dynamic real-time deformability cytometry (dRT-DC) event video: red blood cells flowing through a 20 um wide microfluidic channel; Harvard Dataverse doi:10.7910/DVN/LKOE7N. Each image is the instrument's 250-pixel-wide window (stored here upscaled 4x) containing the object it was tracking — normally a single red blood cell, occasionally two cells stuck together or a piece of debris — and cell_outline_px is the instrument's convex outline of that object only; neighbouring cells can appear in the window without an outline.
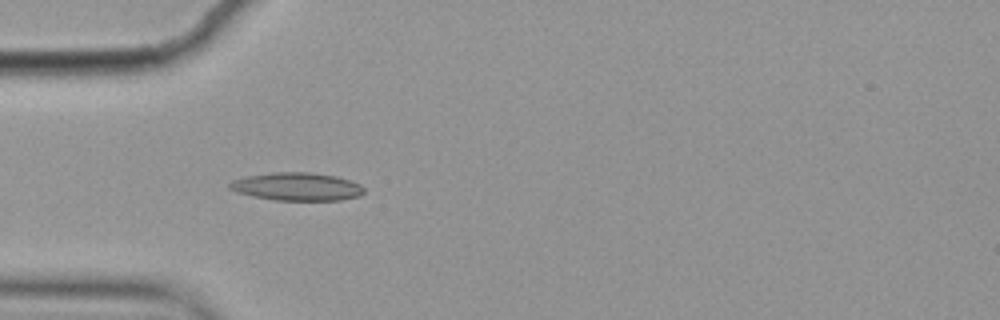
{"species": "common noctule bat (a hibernating species)", "species_latin": "Nyctalus noctula", "temperature_condition": "cold", "stored_images_in_passage": 4, "camera_frame_rate_fps": 3000, "um_per_image_px": 0.085, "animal": {"sex": "female", "body_mass_g": 19.9}, "frame": {"image": 1, "passage_image": 2, "time_ms": 0.333, "image_size_px": [1000, 320], "cell_outline_px": [[364, 192], [360, 196], [340, 200], [276, 200], [252, 196], [236, 192], [228, 188], [228, 184], [232, 180], [248, 176], [272, 172], [308, 172], [336, 176], [360, 184], [364, 188]], "centroid_in_image_um": [25.22, 15.86], "position_along_channel_um": 59.8, "area_um2": 21.91}}
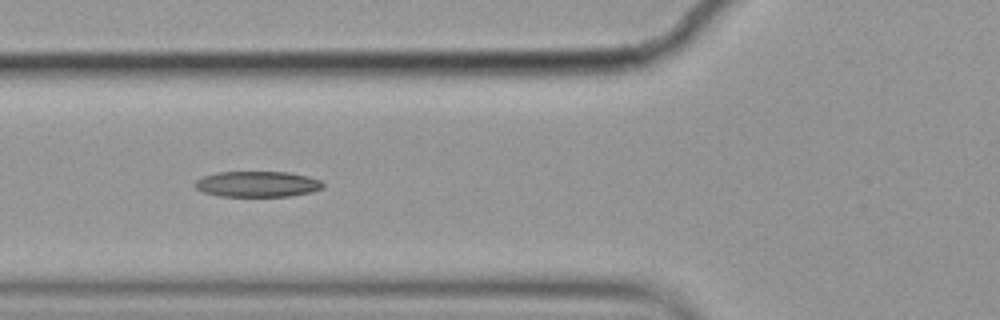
{"frame": {"image": 2, "passage_image": 3, "time_ms": 0.667, "image_size_px": [1000, 320], "cell_outline_px": [[324, 188], [312, 192], [292, 196], [220, 196], [204, 192], [196, 188], [192, 184], [200, 176], [216, 172], [288, 172], [308, 176], [320, 180], [324, 184]], "centroid_in_image_um": [21.87, 15.64], "position_along_channel_um": 103.9, "area_um2": 19.42}}
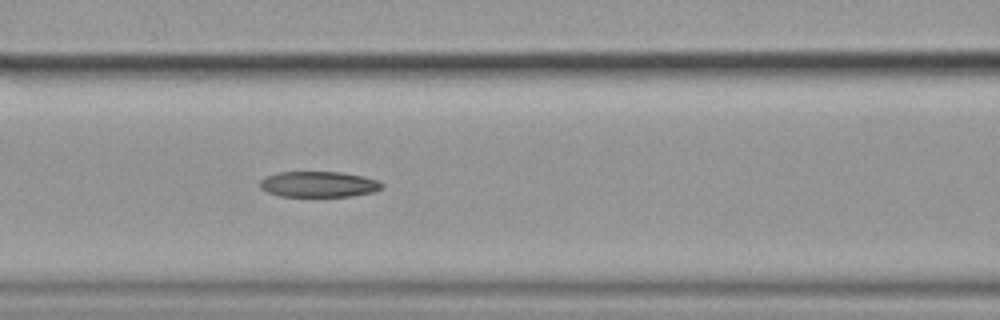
{"frame": {"image": 3, "passage_image": 4, "time_ms": 1.0, "image_size_px": [1000, 320], "cell_outline_px": [[384, 188], [376, 192], [352, 196], [280, 196], [268, 192], [260, 188], [260, 180], [268, 176], [280, 172], [340, 172], [360, 176], [376, 180], [384, 184]], "centroid_in_image_um": [27.12, 15.67], "position_along_channel_um": 139.5, "area_um2": 18.21}}